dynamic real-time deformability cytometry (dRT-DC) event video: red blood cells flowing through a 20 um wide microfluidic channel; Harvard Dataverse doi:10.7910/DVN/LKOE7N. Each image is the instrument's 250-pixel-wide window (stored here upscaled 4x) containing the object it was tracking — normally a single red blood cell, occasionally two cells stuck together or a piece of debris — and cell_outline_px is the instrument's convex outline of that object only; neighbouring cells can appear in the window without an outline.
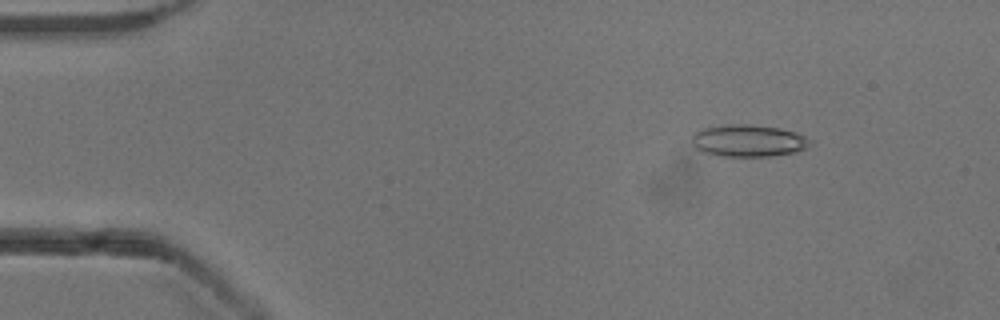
{"species": "common noctule bat (a hibernating species)", "species_latin": "Nyctalus noctula", "temperature_condition": "cold", "stored_images_in_passage": 49, "camera_frame_rate_fps": 3000, "um_per_image_px": 0.085, "animal": {"sex": "male", "body_mass_g": 13.3}, "frame": {"image": 1, "passage_image": 3, "time_ms": 0.667, "image_size_px": [1000, 320], "cell_outline_px": [[812, 144], [808, 148], [796, 152], [772, 156], [724, 156], [704, 152], [696, 148], [692, 144], [692, 136], [696, 132], [704, 128], [724, 124], [748, 124], [780, 128], [796, 132], [812, 140]], "centroid_in_image_um": [63.66, 11.95], "position_along_channel_um": 21.3, "area_um2": 22.2}}
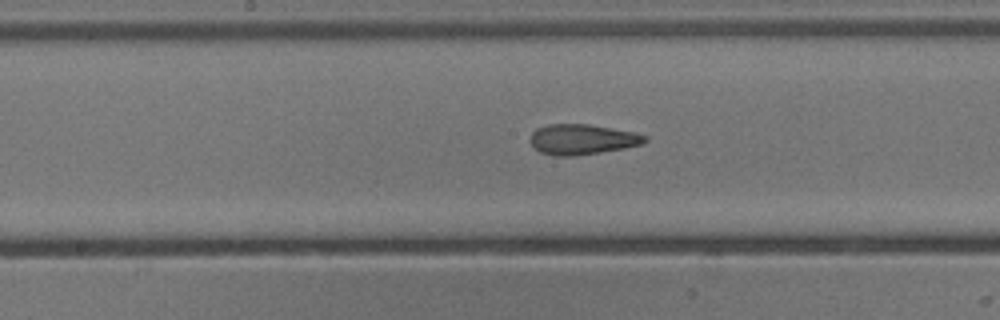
{"frame": {"image": 2, "passage_image": 23, "time_ms": 7.333, "image_size_px": [1000, 320], "cell_outline_px": [[648, 140], [640, 144], [624, 148], [576, 156], [556, 156], [540, 152], [528, 140], [532, 132], [536, 128], [548, 124], [588, 124], [632, 132], [648, 136]], "centroid_in_image_um": [49.44, 11.85], "position_along_channel_um": 198.8, "area_um2": 20.17}}
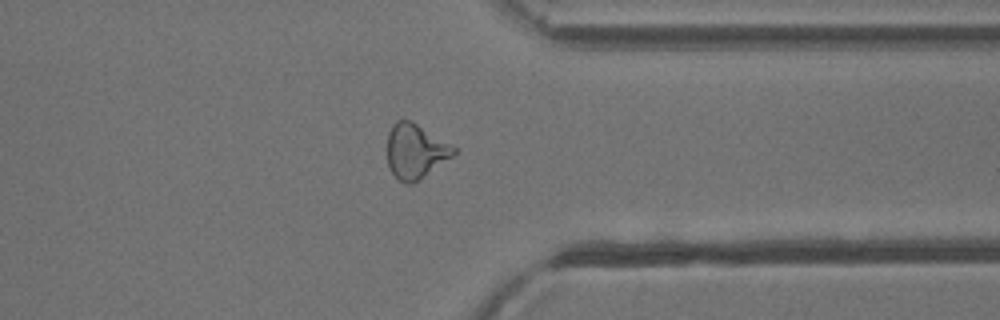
{"frame": {"image": 3, "passage_image": 37, "time_ms": 12.0, "image_size_px": [1000, 320], "cell_outline_px": [[456, 152], [452, 156], [412, 184], [404, 184], [392, 172], [388, 164], [388, 132], [392, 124], [396, 120], [412, 120], [452, 144], [456, 148]], "centroid_in_image_um": [35.31, 12.81], "position_along_channel_um": 376.1, "area_um2": 21.04}, "authors_computed_cell_mechanics": {"area_um2": 20.6346, "velocity_mm_per_s": 3.9155, "shape_relaxation_time_tau1_ms": 5.4617, "shape_relaxation_time_tau2_ms": 2.069, "deformation_change_tau1": 0.1755, "deformation_change_tau2": 0.1235}}